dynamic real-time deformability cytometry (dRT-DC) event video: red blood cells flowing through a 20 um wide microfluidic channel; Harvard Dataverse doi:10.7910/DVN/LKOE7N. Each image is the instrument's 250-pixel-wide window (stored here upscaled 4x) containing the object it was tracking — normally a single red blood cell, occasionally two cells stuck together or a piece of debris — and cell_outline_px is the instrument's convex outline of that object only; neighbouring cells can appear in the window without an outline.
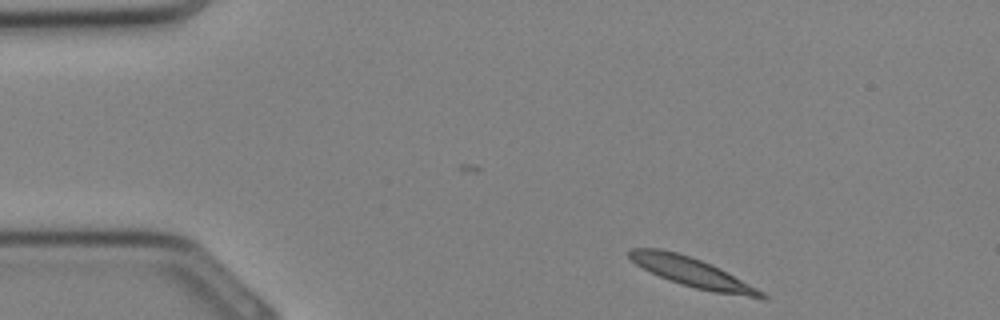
{"species": "Egyptian fruit bat (a non-hibernating species)", "species_latin": "Rousettus aegyptiacus", "temperature_condition": "cold", "stored_images_in_passage": 2, "camera_frame_rate_fps": 3000, "um_per_image_px": 0.085, "animal": {"sex": "female"}, "frame": {"image": 1, "passage_image": 2, "time_ms": 0.333, "image_size_px": [1000, 320], "cell_outline_px": [[768, 300], [764, 300], [716, 292], [696, 288], [680, 284], [660, 276], [636, 264], [628, 256], [628, 252], [632, 248], [660, 248], [676, 252], [700, 260], [720, 268], [764, 292], [768, 296]], "centroid_in_image_um": [58.89, 23.17], "position_along_channel_um": 26.1, "area_um2": 22.25}}